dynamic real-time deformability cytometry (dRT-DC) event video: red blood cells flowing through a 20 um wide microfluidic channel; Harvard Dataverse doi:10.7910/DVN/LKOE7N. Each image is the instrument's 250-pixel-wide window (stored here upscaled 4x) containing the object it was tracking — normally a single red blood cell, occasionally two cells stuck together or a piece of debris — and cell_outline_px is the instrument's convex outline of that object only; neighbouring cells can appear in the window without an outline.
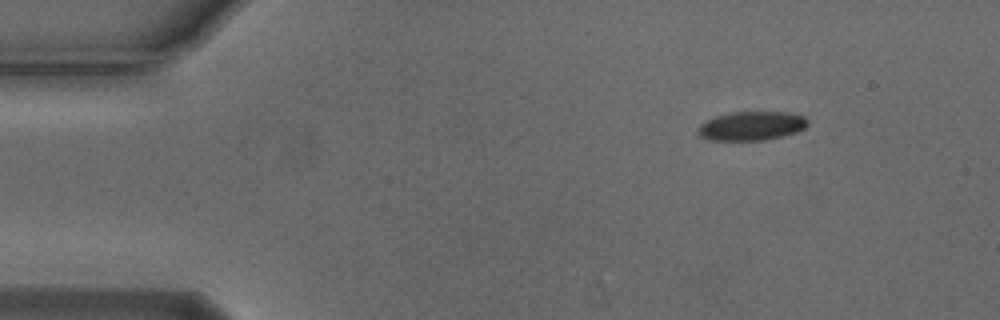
{"species": "Egyptian fruit bat (a non-hibernating species)", "species_latin": "Rousettus aegyptiacus", "temperature_condition": "cold", "stored_images_in_passage": 49, "camera_frame_rate_fps": 3000, "um_per_image_px": 0.085, "animal": {"sex": "male"}, "frame": {"image": 1, "passage_image": 1, "time_ms": 0.0, "image_size_px": [1000, 320], "cell_outline_px": [[808, 124], [804, 128], [796, 132], [784, 136], [764, 140], [704, 140], [696, 132], [696, 128], [704, 120], [716, 116], [732, 112], [792, 112], [804, 116], [808, 120]], "centroid_in_image_um": [63.84, 10.7], "position_along_channel_um": 21.2, "area_um2": 18.84}}
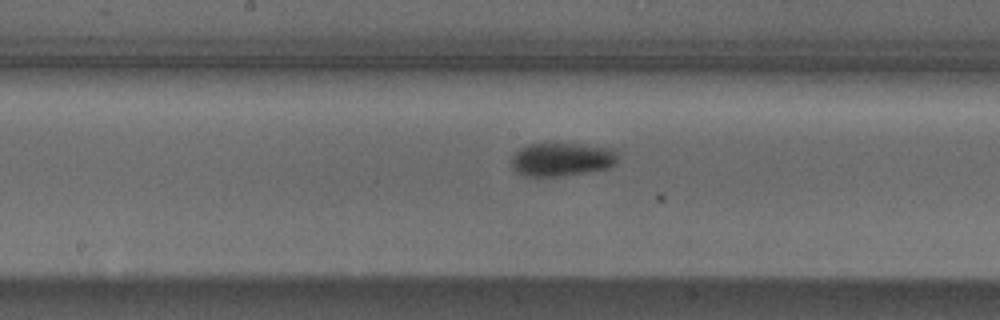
{"frame": {"image": 2, "passage_image": 22, "time_ms": 7.0, "image_size_px": [1000, 320], "cell_outline_px": [[616, 164], [608, 168], [560, 176], [524, 176], [516, 172], [512, 168], [512, 156], [520, 148], [528, 144], [580, 144], [616, 148]], "centroid_in_image_um": [47.75, 13.54], "position_along_channel_um": 200.5, "area_um2": 20.69}}
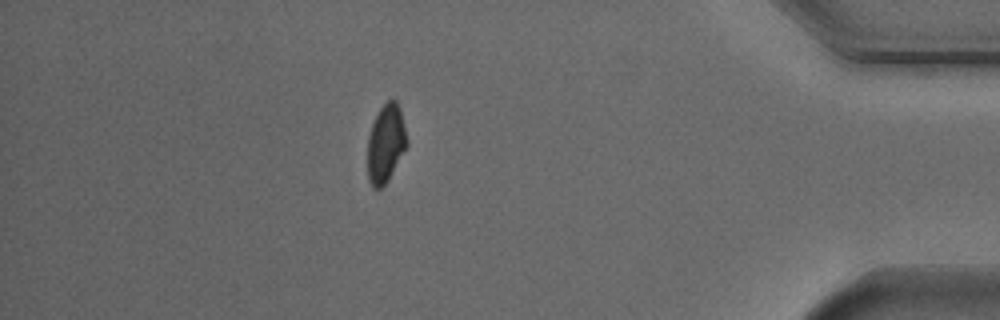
{"frame": {"image": 3, "passage_image": 42, "time_ms": 13.667, "image_size_px": [1000, 320], "cell_outline_px": [[408, 144], [388, 180], [380, 188], [372, 188], [368, 180], [368, 136], [372, 124], [380, 108], [388, 100], [396, 100], [400, 108], [408, 140]], "centroid_in_image_um": [32.79, 12.2], "position_along_channel_um": 402.4, "area_um2": 17.8}, "authors_computed_cell_mechanics": {"area_um2": 19.5364, "velocity_mm_per_s": 3.7159, "shape_relaxation_time_tau1_ms": 2.3694, "shape_relaxation_time_tau2_ms": null, "deformation_change_tau1": 0.0841, "deformation_change_tau2": null}}